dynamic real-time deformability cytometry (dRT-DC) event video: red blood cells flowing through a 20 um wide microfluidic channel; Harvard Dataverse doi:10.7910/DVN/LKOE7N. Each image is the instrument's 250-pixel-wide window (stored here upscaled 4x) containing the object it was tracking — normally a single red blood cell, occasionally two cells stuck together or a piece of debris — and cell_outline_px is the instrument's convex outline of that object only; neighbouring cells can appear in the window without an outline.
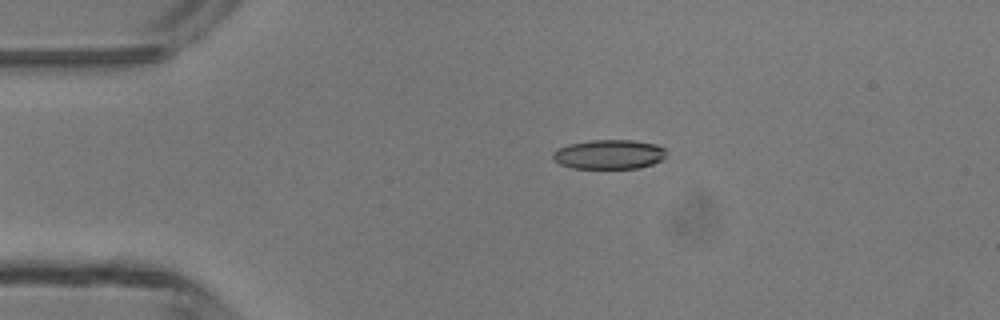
{"species": "common noctule bat (a hibernating species)", "species_latin": "Nyctalus noctula", "temperature_condition": "room temperature", "stored_images_in_passage": 4, "camera_frame_rate_fps": 3000, "um_per_image_px": 0.085, "animal": {"sex": "male", "body_mass_g": 13.3}, "frame": {"image": 1, "passage_image": 4, "time_ms": 3.667, "image_size_px": [1000, 320], "cell_outline_px": [[664, 160], [640, 168], [572, 168], [560, 164], [552, 156], [552, 152], [556, 148], [568, 144], [588, 140], [632, 140], [656, 144], [664, 148]], "centroid_in_image_um": [51.75, 13.11], "position_along_channel_um": 33.2, "area_um2": 19.54}}